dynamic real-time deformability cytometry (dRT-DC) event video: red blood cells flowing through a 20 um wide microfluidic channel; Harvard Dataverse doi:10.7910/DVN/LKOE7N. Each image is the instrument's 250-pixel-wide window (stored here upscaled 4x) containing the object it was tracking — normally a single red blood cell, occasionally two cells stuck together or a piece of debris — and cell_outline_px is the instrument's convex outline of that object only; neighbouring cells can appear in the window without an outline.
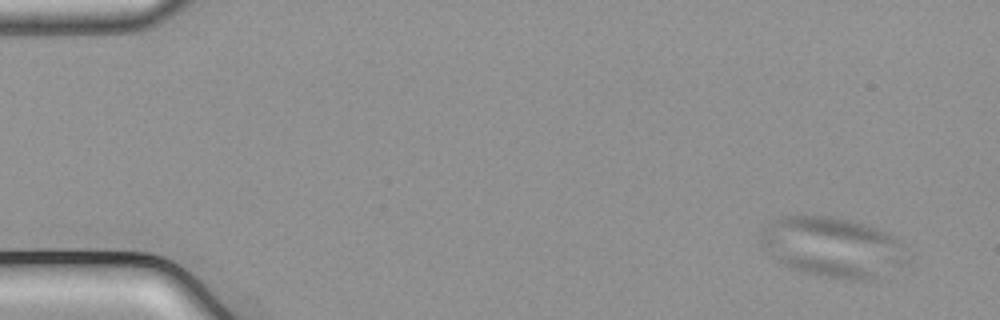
{"species": "common noctule bat (a hibernating species)", "species_latin": "Nyctalus noctula", "temperature_condition": "cold", "stored_images_in_passage": 52, "camera_frame_rate_fps": 3000, "um_per_image_px": 0.085, "animal": {"sex": "male", "body_mass_g": 21.5, "forearm_length_mm": 52.0}, "frame": {"image": 1, "passage_image": 1, "time_ms": 0.0, "image_size_px": [1000, 320], "cell_outline_px": [[908, 260], [904, 264], [880, 280], [852, 280], [820, 276], [804, 272], [780, 264], [764, 248], [760, 240], [760, 232], [776, 216], [832, 216], [852, 220], [884, 232], [892, 236], [896, 240]], "centroid_in_image_um": [70.74, 21.03], "position_along_channel_um": 14.3, "area_um2": 51.33}}
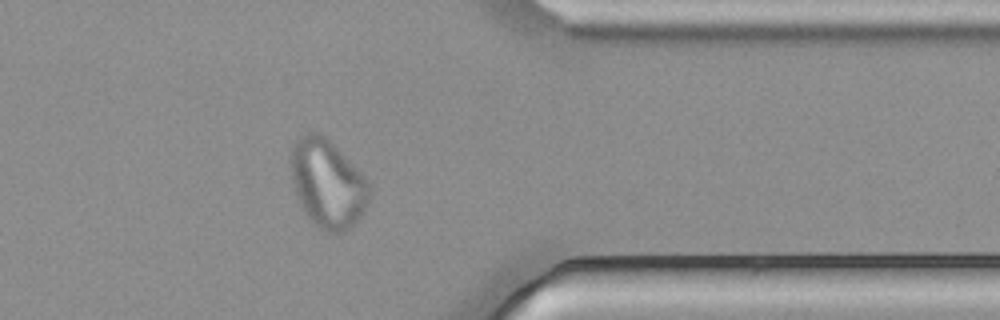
{"frame": {"image": 2, "passage_image": 42, "time_ms": 13.667, "image_size_px": [1000, 320], "cell_outline_px": [[372, 196], [368, 204], [360, 216], [344, 232], [328, 232], [320, 228], [304, 212], [296, 196], [292, 180], [288, 160], [292, 148], [296, 140], [300, 136], [308, 132], [320, 132], [372, 184]], "centroid_in_image_um": [27.83, 15.59], "position_along_channel_um": 383.6, "area_um2": 40.34}}
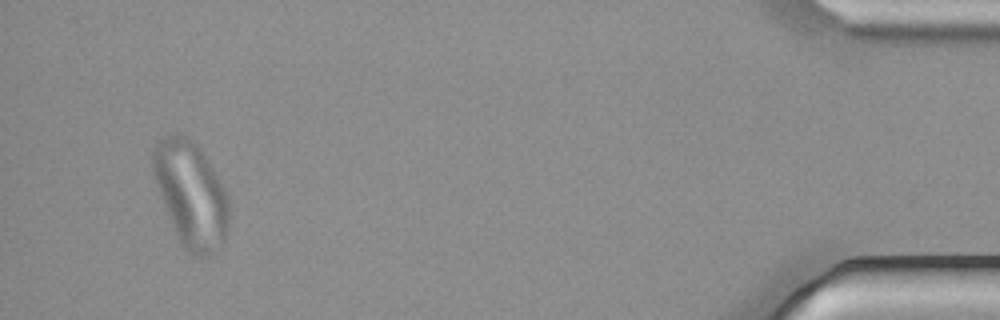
{"frame": {"image": 3, "passage_image": 50, "time_ms": 16.333, "image_size_px": [1000, 320], "cell_outline_px": [[228, 232], [224, 240], [200, 260], [188, 252], [184, 248], [172, 224], [152, 176], [152, 152], [156, 144], [164, 136], [176, 132], [188, 136], [204, 156], [212, 168], [228, 196]], "centroid_in_image_um": [16.2, 16.5], "position_along_channel_um": 419.0, "area_um2": 46.07}}